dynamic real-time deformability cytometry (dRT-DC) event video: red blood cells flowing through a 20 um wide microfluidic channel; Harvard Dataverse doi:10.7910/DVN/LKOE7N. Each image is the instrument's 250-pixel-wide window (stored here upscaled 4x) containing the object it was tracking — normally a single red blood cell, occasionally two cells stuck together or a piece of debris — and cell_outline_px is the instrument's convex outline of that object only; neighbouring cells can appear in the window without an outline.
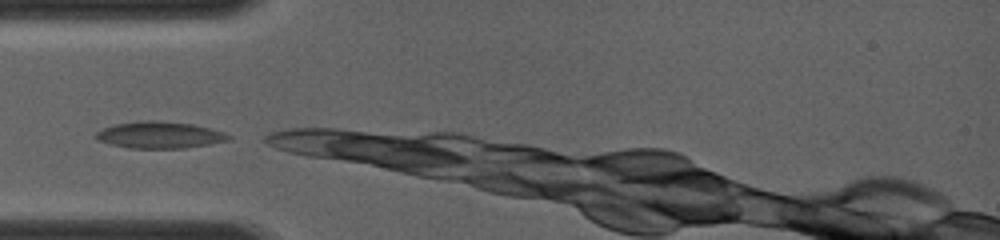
{"species": "common noctule bat (a hibernating species)", "species_latin": "Nyctalus noctula", "temperature_condition": "room temperature", "stored_images_in_passage": 3, "camera_frame_rate_fps": 4000, "um_per_image_px": 0.085, "animal": {"sex": "female", "body_mass_g": 19.0, "forearm_length_mm": 56.7}, "frame": {"image": 1, "passage_image": 1, "time_ms": 0.0, "image_size_px": [1000, 240], "cell_outline_px": [[232, 140], [184, 148], [128, 148], [108, 144], [96, 140], [96, 132], [112, 124], [140, 120], [156, 120], [192, 124], [224, 132], [232, 136]], "centroid_in_image_um": [13.54, 11.47], "position_along_channel_um": 71.5, "area_um2": 20.81}}